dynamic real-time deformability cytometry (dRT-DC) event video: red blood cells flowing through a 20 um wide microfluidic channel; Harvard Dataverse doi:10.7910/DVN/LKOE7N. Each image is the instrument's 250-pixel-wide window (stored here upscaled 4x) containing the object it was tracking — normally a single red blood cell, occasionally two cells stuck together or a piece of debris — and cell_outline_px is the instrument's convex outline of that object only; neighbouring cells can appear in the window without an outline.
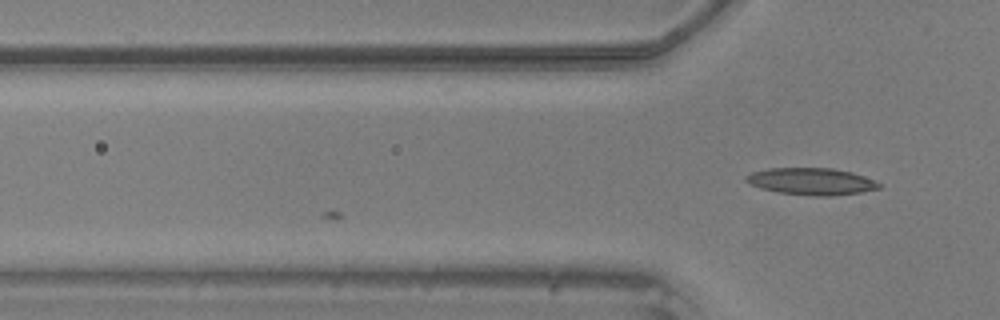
{"species": "common noctule bat (a hibernating species)", "species_latin": "Nyctalus noctula", "temperature_condition": "warm", "stored_images_in_passage": 4, "camera_frame_rate_fps": 3000, "um_per_image_px": 0.085, "animal": {"sex": "male", "body_mass_g": 20.5, "forearm_length_mm": 52.5}, "frame": {"image": 1, "passage_image": 4, "time_ms": 1.0, "image_size_px": [1000, 320], "cell_outline_px": [[880, 188], [860, 192], [832, 196], [812, 196], [776, 192], [760, 188], [748, 184], [744, 180], [744, 176], [752, 172], [768, 168], [832, 168], [852, 172], [864, 176], [880, 184]], "centroid_in_image_um": [68.9, 15.42], "position_along_channel_um": 56.9, "area_um2": 20.98}}